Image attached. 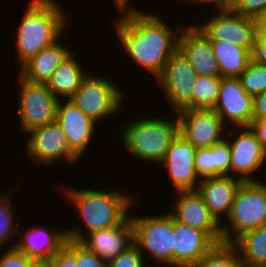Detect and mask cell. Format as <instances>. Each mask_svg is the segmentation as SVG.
<instances>
[{
    "label": "cell",
    "instance_id": "1",
    "mask_svg": "<svg viewBox=\"0 0 266 267\" xmlns=\"http://www.w3.org/2000/svg\"><path fill=\"white\" fill-rule=\"evenodd\" d=\"M117 21V34L129 56L158 78L178 50L175 34L154 14L132 9Z\"/></svg>",
    "mask_w": 266,
    "mask_h": 267
},
{
    "label": "cell",
    "instance_id": "34",
    "mask_svg": "<svg viewBox=\"0 0 266 267\" xmlns=\"http://www.w3.org/2000/svg\"><path fill=\"white\" fill-rule=\"evenodd\" d=\"M9 198L0 196V246L14 235L15 225Z\"/></svg>",
    "mask_w": 266,
    "mask_h": 267
},
{
    "label": "cell",
    "instance_id": "29",
    "mask_svg": "<svg viewBox=\"0 0 266 267\" xmlns=\"http://www.w3.org/2000/svg\"><path fill=\"white\" fill-rule=\"evenodd\" d=\"M238 78L242 88L253 97L266 92V66L251 59Z\"/></svg>",
    "mask_w": 266,
    "mask_h": 267
},
{
    "label": "cell",
    "instance_id": "13",
    "mask_svg": "<svg viewBox=\"0 0 266 267\" xmlns=\"http://www.w3.org/2000/svg\"><path fill=\"white\" fill-rule=\"evenodd\" d=\"M27 134L31 135L27 140V151L38 164L51 165L60 157L69 162L79 158L70 149L65 133L56 121L32 129Z\"/></svg>",
    "mask_w": 266,
    "mask_h": 267
},
{
    "label": "cell",
    "instance_id": "4",
    "mask_svg": "<svg viewBox=\"0 0 266 267\" xmlns=\"http://www.w3.org/2000/svg\"><path fill=\"white\" fill-rule=\"evenodd\" d=\"M67 192L81 212L88 233L113 228L128 218L127 211L132 200L117 191L69 189Z\"/></svg>",
    "mask_w": 266,
    "mask_h": 267
},
{
    "label": "cell",
    "instance_id": "32",
    "mask_svg": "<svg viewBox=\"0 0 266 267\" xmlns=\"http://www.w3.org/2000/svg\"><path fill=\"white\" fill-rule=\"evenodd\" d=\"M231 9L242 16L259 20H266V0H236Z\"/></svg>",
    "mask_w": 266,
    "mask_h": 267
},
{
    "label": "cell",
    "instance_id": "36",
    "mask_svg": "<svg viewBox=\"0 0 266 267\" xmlns=\"http://www.w3.org/2000/svg\"><path fill=\"white\" fill-rule=\"evenodd\" d=\"M33 261L14 245L0 258V267H30Z\"/></svg>",
    "mask_w": 266,
    "mask_h": 267
},
{
    "label": "cell",
    "instance_id": "8",
    "mask_svg": "<svg viewBox=\"0 0 266 267\" xmlns=\"http://www.w3.org/2000/svg\"><path fill=\"white\" fill-rule=\"evenodd\" d=\"M121 91L108 78L88 76L82 81L71 100L95 122L117 112L122 102Z\"/></svg>",
    "mask_w": 266,
    "mask_h": 267
},
{
    "label": "cell",
    "instance_id": "7",
    "mask_svg": "<svg viewBox=\"0 0 266 267\" xmlns=\"http://www.w3.org/2000/svg\"><path fill=\"white\" fill-rule=\"evenodd\" d=\"M21 79L19 93V121L23 132L56 121L57 107L60 101L46 84L31 83Z\"/></svg>",
    "mask_w": 266,
    "mask_h": 267
},
{
    "label": "cell",
    "instance_id": "12",
    "mask_svg": "<svg viewBox=\"0 0 266 267\" xmlns=\"http://www.w3.org/2000/svg\"><path fill=\"white\" fill-rule=\"evenodd\" d=\"M254 97L242 88L238 77H221L219 96L213 110L238 128L249 127L253 121Z\"/></svg>",
    "mask_w": 266,
    "mask_h": 267
},
{
    "label": "cell",
    "instance_id": "14",
    "mask_svg": "<svg viewBox=\"0 0 266 267\" xmlns=\"http://www.w3.org/2000/svg\"><path fill=\"white\" fill-rule=\"evenodd\" d=\"M67 239L80 241L108 262L133 244L131 220L127 218L122 224L113 228L89 233V239L79 229L67 230Z\"/></svg>",
    "mask_w": 266,
    "mask_h": 267
},
{
    "label": "cell",
    "instance_id": "17",
    "mask_svg": "<svg viewBox=\"0 0 266 267\" xmlns=\"http://www.w3.org/2000/svg\"><path fill=\"white\" fill-rule=\"evenodd\" d=\"M195 152L196 148L178 133L161 161L168 168L172 183L178 191L197 189Z\"/></svg>",
    "mask_w": 266,
    "mask_h": 267
},
{
    "label": "cell",
    "instance_id": "21",
    "mask_svg": "<svg viewBox=\"0 0 266 267\" xmlns=\"http://www.w3.org/2000/svg\"><path fill=\"white\" fill-rule=\"evenodd\" d=\"M243 181L233 175L201 179L197 192L215 219L220 222L221 214L229 216L235 194Z\"/></svg>",
    "mask_w": 266,
    "mask_h": 267
},
{
    "label": "cell",
    "instance_id": "42",
    "mask_svg": "<svg viewBox=\"0 0 266 267\" xmlns=\"http://www.w3.org/2000/svg\"><path fill=\"white\" fill-rule=\"evenodd\" d=\"M129 0H114L115 2V9H118L120 16H122L123 14H127V3ZM126 11V13H124Z\"/></svg>",
    "mask_w": 266,
    "mask_h": 267
},
{
    "label": "cell",
    "instance_id": "20",
    "mask_svg": "<svg viewBox=\"0 0 266 267\" xmlns=\"http://www.w3.org/2000/svg\"><path fill=\"white\" fill-rule=\"evenodd\" d=\"M244 129L239 132L240 135L236 139L232 142L229 141L231 149L230 173H239L238 178L243 182L257 181L252 179L250 174L264 163L265 151L252 129L250 127H244Z\"/></svg>",
    "mask_w": 266,
    "mask_h": 267
},
{
    "label": "cell",
    "instance_id": "24",
    "mask_svg": "<svg viewBox=\"0 0 266 267\" xmlns=\"http://www.w3.org/2000/svg\"><path fill=\"white\" fill-rule=\"evenodd\" d=\"M87 76L71 54L56 67L46 86L57 98L63 96L71 99Z\"/></svg>",
    "mask_w": 266,
    "mask_h": 267
},
{
    "label": "cell",
    "instance_id": "10",
    "mask_svg": "<svg viewBox=\"0 0 266 267\" xmlns=\"http://www.w3.org/2000/svg\"><path fill=\"white\" fill-rule=\"evenodd\" d=\"M196 70L177 50L165 64L158 77L174 113L182 109H192V93L197 78Z\"/></svg>",
    "mask_w": 266,
    "mask_h": 267
},
{
    "label": "cell",
    "instance_id": "18",
    "mask_svg": "<svg viewBox=\"0 0 266 267\" xmlns=\"http://www.w3.org/2000/svg\"><path fill=\"white\" fill-rule=\"evenodd\" d=\"M174 267H194L217 243L204 231L174 220Z\"/></svg>",
    "mask_w": 266,
    "mask_h": 267
},
{
    "label": "cell",
    "instance_id": "38",
    "mask_svg": "<svg viewBox=\"0 0 266 267\" xmlns=\"http://www.w3.org/2000/svg\"><path fill=\"white\" fill-rule=\"evenodd\" d=\"M47 264L49 267H80L75 256L65 246L51 257Z\"/></svg>",
    "mask_w": 266,
    "mask_h": 267
},
{
    "label": "cell",
    "instance_id": "40",
    "mask_svg": "<svg viewBox=\"0 0 266 267\" xmlns=\"http://www.w3.org/2000/svg\"><path fill=\"white\" fill-rule=\"evenodd\" d=\"M249 127L256 134L263 150H266V120H253Z\"/></svg>",
    "mask_w": 266,
    "mask_h": 267
},
{
    "label": "cell",
    "instance_id": "30",
    "mask_svg": "<svg viewBox=\"0 0 266 267\" xmlns=\"http://www.w3.org/2000/svg\"><path fill=\"white\" fill-rule=\"evenodd\" d=\"M65 247L75 256L80 267H108L106 260L89 250L80 241L67 239Z\"/></svg>",
    "mask_w": 266,
    "mask_h": 267
},
{
    "label": "cell",
    "instance_id": "33",
    "mask_svg": "<svg viewBox=\"0 0 266 267\" xmlns=\"http://www.w3.org/2000/svg\"><path fill=\"white\" fill-rule=\"evenodd\" d=\"M142 253L143 251H140L133 243L116 258L109 260L108 267H144Z\"/></svg>",
    "mask_w": 266,
    "mask_h": 267
},
{
    "label": "cell",
    "instance_id": "25",
    "mask_svg": "<svg viewBox=\"0 0 266 267\" xmlns=\"http://www.w3.org/2000/svg\"><path fill=\"white\" fill-rule=\"evenodd\" d=\"M221 77H239L252 59L251 53L230 41L210 40Z\"/></svg>",
    "mask_w": 266,
    "mask_h": 267
},
{
    "label": "cell",
    "instance_id": "28",
    "mask_svg": "<svg viewBox=\"0 0 266 267\" xmlns=\"http://www.w3.org/2000/svg\"><path fill=\"white\" fill-rule=\"evenodd\" d=\"M237 255L232 243H218L194 267H246L242 257Z\"/></svg>",
    "mask_w": 266,
    "mask_h": 267
},
{
    "label": "cell",
    "instance_id": "23",
    "mask_svg": "<svg viewBox=\"0 0 266 267\" xmlns=\"http://www.w3.org/2000/svg\"><path fill=\"white\" fill-rule=\"evenodd\" d=\"M71 55L58 41L38 52L21 67V77L31 83L46 84L56 67Z\"/></svg>",
    "mask_w": 266,
    "mask_h": 267
},
{
    "label": "cell",
    "instance_id": "9",
    "mask_svg": "<svg viewBox=\"0 0 266 267\" xmlns=\"http://www.w3.org/2000/svg\"><path fill=\"white\" fill-rule=\"evenodd\" d=\"M260 25L259 20L239 15L232 9H220L216 16L197 26L209 40L230 41L252 54Z\"/></svg>",
    "mask_w": 266,
    "mask_h": 267
},
{
    "label": "cell",
    "instance_id": "44",
    "mask_svg": "<svg viewBox=\"0 0 266 267\" xmlns=\"http://www.w3.org/2000/svg\"><path fill=\"white\" fill-rule=\"evenodd\" d=\"M229 1H230V9H231L232 4H233L236 0H229Z\"/></svg>",
    "mask_w": 266,
    "mask_h": 267
},
{
    "label": "cell",
    "instance_id": "6",
    "mask_svg": "<svg viewBox=\"0 0 266 267\" xmlns=\"http://www.w3.org/2000/svg\"><path fill=\"white\" fill-rule=\"evenodd\" d=\"M133 243L140 251L148 250L151 257L174 267V218L170 213L156 217H130Z\"/></svg>",
    "mask_w": 266,
    "mask_h": 267
},
{
    "label": "cell",
    "instance_id": "2",
    "mask_svg": "<svg viewBox=\"0 0 266 267\" xmlns=\"http://www.w3.org/2000/svg\"><path fill=\"white\" fill-rule=\"evenodd\" d=\"M55 0H31L17 32L20 68L63 32L65 13Z\"/></svg>",
    "mask_w": 266,
    "mask_h": 267
},
{
    "label": "cell",
    "instance_id": "27",
    "mask_svg": "<svg viewBox=\"0 0 266 267\" xmlns=\"http://www.w3.org/2000/svg\"><path fill=\"white\" fill-rule=\"evenodd\" d=\"M221 77L197 75L192 93V109H213L216 105Z\"/></svg>",
    "mask_w": 266,
    "mask_h": 267
},
{
    "label": "cell",
    "instance_id": "43",
    "mask_svg": "<svg viewBox=\"0 0 266 267\" xmlns=\"http://www.w3.org/2000/svg\"><path fill=\"white\" fill-rule=\"evenodd\" d=\"M30 267H49L47 262H33Z\"/></svg>",
    "mask_w": 266,
    "mask_h": 267
},
{
    "label": "cell",
    "instance_id": "11",
    "mask_svg": "<svg viewBox=\"0 0 266 267\" xmlns=\"http://www.w3.org/2000/svg\"><path fill=\"white\" fill-rule=\"evenodd\" d=\"M178 114L179 133L196 149L222 141L224 123L213 109H182Z\"/></svg>",
    "mask_w": 266,
    "mask_h": 267
},
{
    "label": "cell",
    "instance_id": "31",
    "mask_svg": "<svg viewBox=\"0 0 266 267\" xmlns=\"http://www.w3.org/2000/svg\"><path fill=\"white\" fill-rule=\"evenodd\" d=\"M194 165L197 176L201 179L216 177L215 144L212 147L197 148Z\"/></svg>",
    "mask_w": 266,
    "mask_h": 267
},
{
    "label": "cell",
    "instance_id": "41",
    "mask_svg": "<svg viewBox=\"0 0 266 267\" xmlns=\"http://www.w3.org/2000/svg\"><path fill=\"white\" fill-rule=\"evenodd\" d=\"M189 1V0H187ZM193 0H191L192 2ZM194 1H197V2H209V3H214L216 4V7H218V10L220 9H230V1L229 0H194Z\"/></svg>",
    "mask_w": 266,
    "mask_h": 267
},
{
    "label": "cell",
    "instance_id": "15",
    "mask_svg": "<svg viewBox=\"0 0 266 267\" xmlns=\"http://www.w3.org/2000/svg\"><path fill=\"white\" fill-rule=\"evenodd\" d=\"M180 198L175 202L174 220L206 232L217 244L223 242L221 224L210 213L197 190L178 191Z\"/></svg>",
    "mask_w": 266,
    "mask_h": 267
},
{
    "label": "cell",
    "instance_id": "16",
    "mask_svg": "<svg viewBox=\"0 0 266 267\" xmlns=\"http://www.w3.org/2000/svg\"><path fill=\"white\" fill-rule=\"evenodd\" d=\"M181 31V32H180ZM178 50L190 62L199 75L221 77L218 62L209 38L196 25L179 30Z\"/></svg>",
    "mask_w": 266,
    "mask_h": 267
},
{
    "label": "cell",
    "instance_id": "5",
    "mask_svg": "<svg viewBox=\"0 0 266 267\" xmlns=\"http://www.w3.org/2000/svg\"><path fill=\"white\" fill-rule=\"evenodd\" d=\"M226 218L230 221L231 227L221 226L224 243H233L245 232L265 225L266 184L259 181L242 182L235 194L229 216ZM230 233L236 235L232 236Z\"/></svg>",
    "mask_w": 266,
    "mask_h": 267
},
{
    "label": "cell",
    "instance_id": "35",
    "mask_svg": "<svg viewBox=\"0 0 266 267\" xmlns=\"http://www.w3.org/2000/svg\"><path fill=\"white\" fill-rule=\"evenodd\" d=\"M216 177L230 176L231 149L229 141L225 140L215 144Z\"/></svg>",
    "mask_w": 266,
    "mask_h": 267
},
{
    "label": "cell",
    "instance_id": "22",
    "mask_svg": "<svg viewBox=\"0 0 266 267\" xmlns=\"http://www.w3.org/2000/svg\"><path fill=\"white\" fill-rule=\"evenodd\" d=\"M44 240V241H43ZM67 232L45 231L41 227L27 229L20 243L14 247L33 262H47L66 244Z\"/></svg>",
    "mask_w": 266,
    "mask_h": 267
},
{
    "label": "cell",
    "instance_id": "19",
    "mask_svg": "<svg viewBox=\"0 0 266 267\" xmlns=\"http://www.w3.org/2000/svg\"><path fill=\"white\" fill-rule=\"evenodd\" d=\"M60 100L57 107L56 122L64 131L70 149L80 158L93 136L95 121L81 111L68 99L65 105Z\"/></svg>",
    "mask_w": 266,
    "mask_h": 267
},
{
    "label": "cell",
    "instance_id": "26",
    "mask_svg": "<svg viewBox=\"0 0 266 267\" xmlns=\"http://www.w3.org/2000/svg\"><path fill=\"white\" fill-rule=\"evenodd\" d=\"M246 267H266V224L245 232L232 243Z\"/></svg>",
    "mask_w": 266,
    "mask_h": 267
},
{
    "label": "cell",
    "instance_id": "37",
    "mask_svg": "<svg viewBox=\"0 0 266 267\" xmlns=\"http://www.w3.org/2000/svg\"><path fill=\"white\" fill-rule=\"evenodd\" d=\"M251 57L256 63L266 66V24L264 22L260 25Z\"/></svg>",
    "mask_w": 266,
    "mask_h": 267
},
{
    "label": "cell",
    "instance_id": "39",
    "mask_svg": "<svg viewBox=\"0 0 266 267\" xmlns=\"http://www.w3.org/2000/svg\"><path fill=\"white\" fill-rule=\"evenodd\" d=\"M253 120H266V92L254 97Z\"/></svg>",
    "mask_w": 266,
    "mask_h": 267
},
{
    "label": "cell",
    "instance_id": "3",
    "mask_svg": "<svg viewBox=\"0 0 266 267\" xmlns=\"http://www.w3.org/2000/svg\"><path fill=\"white\" fill-rule=\"evenodd\" d=\"M179 133L178 118L174 120L145 118L133 120L123 132L124 148L140 160L161 162L172 140Z\"/></svg>",
    "mask_w": 266,
    "mask_h": 267
}]
</instances>
